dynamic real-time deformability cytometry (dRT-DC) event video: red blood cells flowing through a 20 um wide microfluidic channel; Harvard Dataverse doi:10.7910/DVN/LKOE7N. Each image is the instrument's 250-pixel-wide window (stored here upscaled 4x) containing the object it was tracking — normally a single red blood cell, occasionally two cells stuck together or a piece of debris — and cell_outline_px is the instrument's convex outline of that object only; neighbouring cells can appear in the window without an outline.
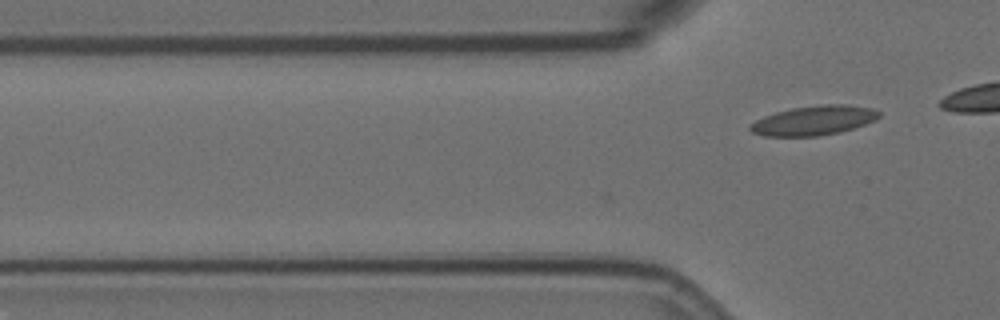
{"species": "Egyptian fruit bat (a non-hibernating species)", "species_latin": "Rousettus aegyptiacus", "temperature_condition": "room temperature", "stored_images_in_passage": 4, "camera_frame_rate_fps": 3000, "um_per_image_px": 0.085, "animal": {"sex": "female"}, "frame": {"image": 1, "passage_image": 4, "time_ms": 1.0, "image_size_px": [1000, 320], "cell_outline_px": [[880, 116], [876, 120], [840, 132], [820, 136], [764, 136], [752, 132], [748, 128], [756, 120], [764, 116], [776, 112], [792, 108], [824, 104], [848, 104], [872, 108], [880, 112]], "centroid_in_image_um": [69.19, 10.24], "position_along_channel_um": 56.6, "area_um2": 22.08}}